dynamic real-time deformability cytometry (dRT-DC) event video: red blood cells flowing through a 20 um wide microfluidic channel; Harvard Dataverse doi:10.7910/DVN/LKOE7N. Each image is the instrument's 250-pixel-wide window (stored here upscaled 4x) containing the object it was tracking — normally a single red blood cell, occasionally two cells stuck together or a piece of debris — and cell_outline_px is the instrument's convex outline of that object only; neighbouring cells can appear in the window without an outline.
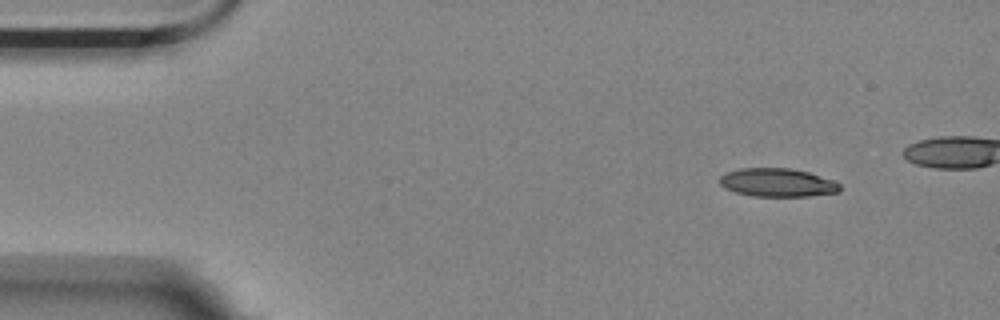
{"species": "Egyptian fruit bat (a non-hibernating species)", "species_latin": "Rousettus aegyptiacus", "temperature_condition": "room temperature", "stored_images_in_passage": 44, "camera_frame_rate_fps": 3000, "um_per_image_px": 0.085, "animal": {"sex": "female"}, "frame": {"image": 1, "passage_image": 1, "time_ms": 0.0, "image_size_px": [1000, 320], "cell_outline_px": [[840, 192], [808, 196], [752, 196], [736, 192], [724, 188], [720, 184], [720, 176], [728, 172], [740, 168], [792, 168], [808, 172], [832, 180], [840, 184]], "centroid_in_image_um": [66.08, 15.52], "position_along_channel_um": 18.9, "area_um2": 19.83}}
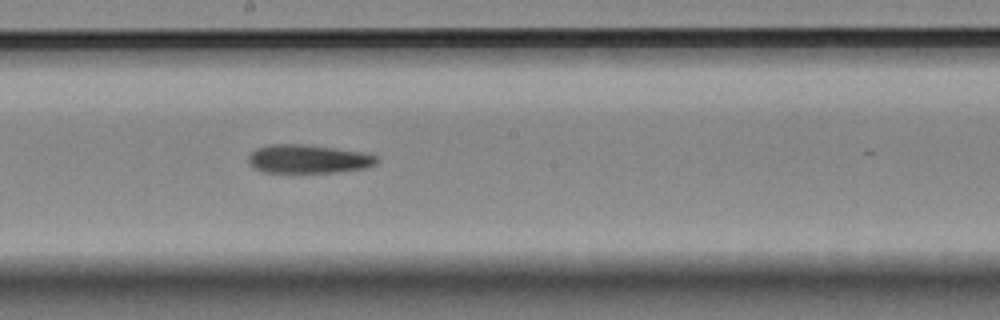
{"frame": {"image": 2, "passage_image": 25, "time_ms": 8.0, "image_size_px": [1000, 320], "cell_outline_px": [[376, 164], [364, 168], [336, 172], [264, 172], [252, 168], [248, 164], [248, 156], [256, 148], [268, 144], [304, 144], [360, 152], [376, 156]], "centroid_in_image_um": [26.11, 13.51], "position_along_channel_um": 222.1, "area_um2": 21.21}}
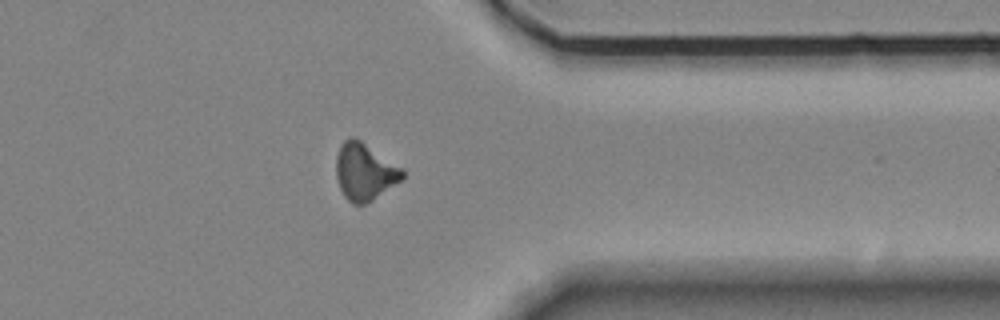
{"frame": {"image": 3, "passage_image": 39, "time_ms": 12.667, "image_size_px": [1000, 320], "cell_outline_px": [[404, 176], [400, 180], [372, 200], [364, 204], [352, 204], [344, 196], [336, 180], [336, 156], [340, 144], [348, 136], [352, 136], [360, 140], [404, 168]], "centroid_in_image_um": [30.97, 14.57], "position_along_channel_um": 380.4, "area_um2": 22.08}, "authors_computed_cell_mechanics": {"area_um2": 21.5016, "velocity_mm_per_s": 3.57, "shape_relaxation_time_tau1_ms": 5.5201, "shape_relaxation_time_tau2_ms": null, "deformation_change_tau1": 0.1429, "deformation_change_tau2": null}}